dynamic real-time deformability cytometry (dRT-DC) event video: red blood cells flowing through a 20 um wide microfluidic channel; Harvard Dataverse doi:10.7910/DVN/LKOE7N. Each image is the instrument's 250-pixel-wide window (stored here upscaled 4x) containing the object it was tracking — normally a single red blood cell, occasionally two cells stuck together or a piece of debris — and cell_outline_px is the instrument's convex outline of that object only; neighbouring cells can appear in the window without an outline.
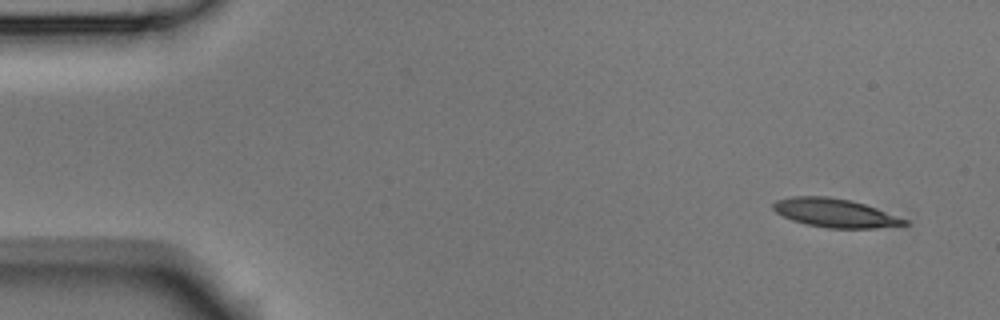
{"species": "Egyptian fruit bat (a non-hibernating species)", "species_latin": "Rousettus aegyptiacus", "temperature_condition": "room temperature", "stored_images_in_passage": 8, "camera_frame_rate_fps": 3000, "um_per_image_px": 0.085, "animal": {"sex": "male"}, "frame": {"image": 1, "passage_image": 1, "time_ms": 0.0, "image_size_px": [1000, 320], "cell_outline_px": [[908, 224], [876, 228], [828, 228], [808, 224], [792, 220], [776, 212], [772, 208], [772, 204], [776, 200], [792, 196], [828, 196], [848, 200], [864, 204], [908, 220]], "centroid_in_image_um": [70.94, 18.09], "position_along_channel_um": 14.1, "area_um2": 21.62}}
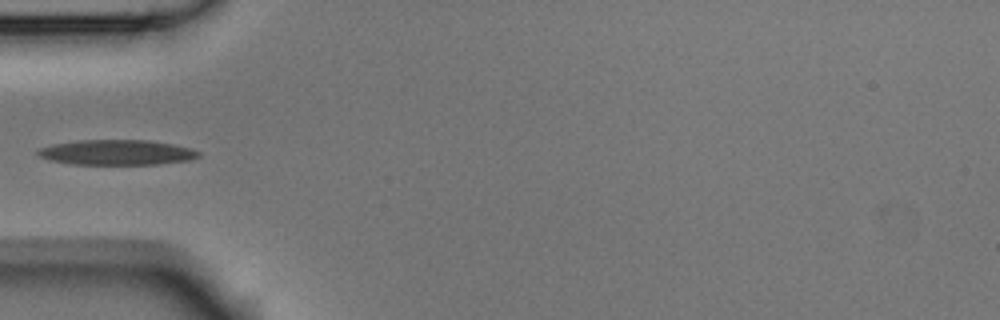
{"frame": {"image": 2, "passage_image": 5, "time_ms": 1.333, "image_size_px": [1000, 320], "cell_outline_px": [[200, 156], [192, 160], [160, 164], [68, 164], [48, 160], [40, 156], [36, 152], [40, 148], [52, 144], [76, 140], [148, 140], [172, 144], [192, 148], [200, 152]], "centroid_in_image_um": [9.94, 12.95], "position_along_channel_um": 75.1, "area_um2": 23.76}}
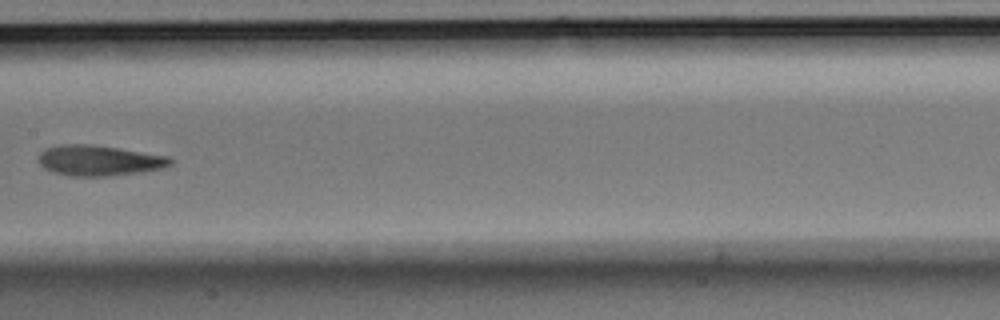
{"frame": {"image": 3, "passage_image": 8, "time_ms": 2.333, "image_size_px": [1000, 320], "cell_outline_px": [[172, 164], [164, 168], [136, 172], [104, 176], [72, 176], [56, 172], [44, 168], [40, 164], [36, 156], [44, 148], [60, 144], [92, 144], [168, 156], [172, 160]], "centroid_in_image_um": [8.37, 13.62], "position_along_channel_um": 199.0, "area_um2": 23.29}}